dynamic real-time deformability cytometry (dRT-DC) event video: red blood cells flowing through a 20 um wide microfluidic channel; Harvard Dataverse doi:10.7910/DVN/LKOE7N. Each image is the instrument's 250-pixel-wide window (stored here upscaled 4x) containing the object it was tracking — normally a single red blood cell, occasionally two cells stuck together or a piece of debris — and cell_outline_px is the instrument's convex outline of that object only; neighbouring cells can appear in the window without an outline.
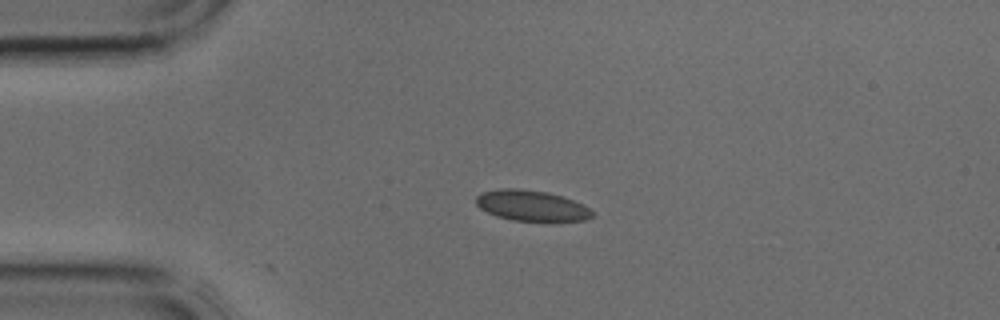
{"species": "common noctule bat (a hibernating species)", "species_latin": "Nyctalus noctula", "temperature_condition": "cold", "stored_images_in_passage": 2, "camera_frame_rate_fps": 3000, "um_per_image_px": 0.085, "animal": {"sex": "male", "body_mass_g": 17.9, "forearm_length_mm": 54.2}, "frame": {"image": 1, "passage_image": 1, "time_ms": 0.0, "image_size_px": [1000, 320], "cell_outline_px": [[596, 216], [584, 220], [512, 220], [496, 216], [480, 208], [476, 204], [476, 196], [480, 192], [500, 188], [520, 188], [548, 192], [564, 196], [584, 204]], "centroid_in_image_um": [45.17, 17.45], "position_along_channel_um": 39.8, "area_um2": 20.81}}